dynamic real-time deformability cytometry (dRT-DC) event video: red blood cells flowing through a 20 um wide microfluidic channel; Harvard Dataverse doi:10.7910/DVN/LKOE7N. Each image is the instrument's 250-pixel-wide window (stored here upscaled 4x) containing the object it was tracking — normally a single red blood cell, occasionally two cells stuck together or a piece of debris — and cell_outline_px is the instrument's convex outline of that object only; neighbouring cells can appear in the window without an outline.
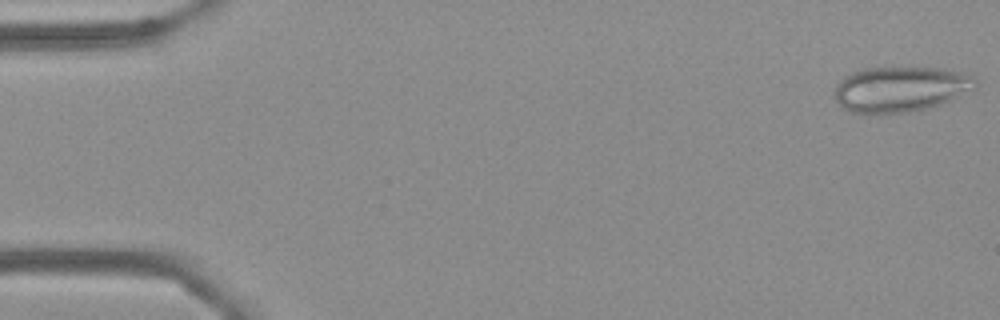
{"species": "Egyptian fruit bat (a non-hibernating species)", "species_latin": "Rousettus aegyptiacus", "temperature_condition": "cold", "stored_images_in_passage": 55, "camera_frame_rate_fps": 3000, "um_per_image_px": 0.085, "frame": {"image": 1, "passage_image": 1, "time_ms": 0.0, "image_size_px": [1000, 320], "cell_outline_px": [[976, 88], [940, 104], [924, 108], [904, 112], [848, 112], [840, 108], [832, 96], [836, 84], [844, 76], [860, 68], [880, 64], [892, 64], [944, 68], [960, 72], [972, 76], [976, 80]], "centroid_in_image_um": [76.45, 7.49], "position_along_channel_um": 8.5, "area_um2": 38.49}}
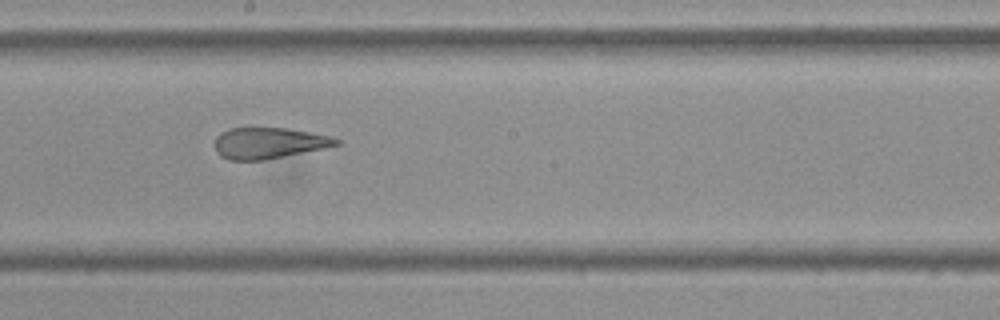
{"frame": {"image": 2, "passage_image": 30, "time_ms": 9.667, "image_size_px": [1000, 320], "cell_outline_px": [[340, 144], [324, 148], [264, 160], [228, 160], [220, 156], [216, 152], [216, 136], [232, 128], [252, 124], [288, 128], [332, 136], [340, 140]], "centroid_in_image_um": [22.83, 12.11], "position_along_channel_um": 225.4, "area_um2": 22.66}}
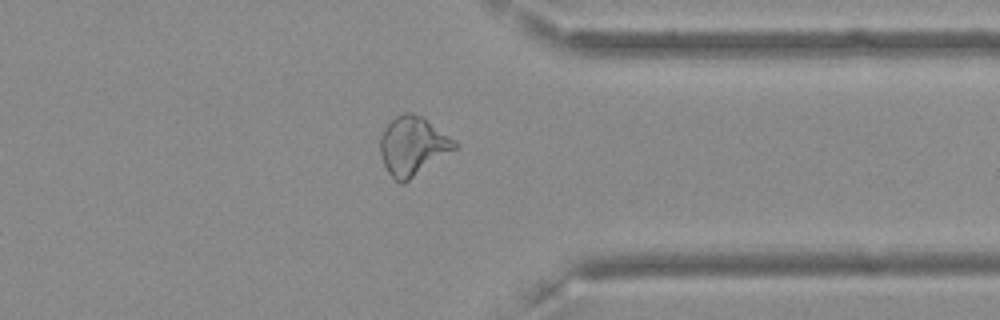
{"frame": {"image": 3, "passage_image": 43, "time_ms": 14.0, "image_size_px": [1000, 320], "cell_outline_px": [[460, 144], [456, 148], [404, 184], [400, 184], [388, 172], [384, 164], [380, 152], [380, 136], [384, 128], [396, 116], [404, 112], [408, 112], [424, 116], [456, 140]], "centroid_in_image_um": [35.11, 12.39], "position_along_channel_um": 376.3, "area_um2": 25.66}, "authors_computed_cell_mechanics": {"area_um2": 25.7788, "velocity_mm_per_s": 3.6128, "shape_relaxation_time_tau1_ms": null, "shape_relaxation_time_tau2_ms": 1.2663, "deformation_change_tau1": null, "deformation_change_tau2": 0.0771}}